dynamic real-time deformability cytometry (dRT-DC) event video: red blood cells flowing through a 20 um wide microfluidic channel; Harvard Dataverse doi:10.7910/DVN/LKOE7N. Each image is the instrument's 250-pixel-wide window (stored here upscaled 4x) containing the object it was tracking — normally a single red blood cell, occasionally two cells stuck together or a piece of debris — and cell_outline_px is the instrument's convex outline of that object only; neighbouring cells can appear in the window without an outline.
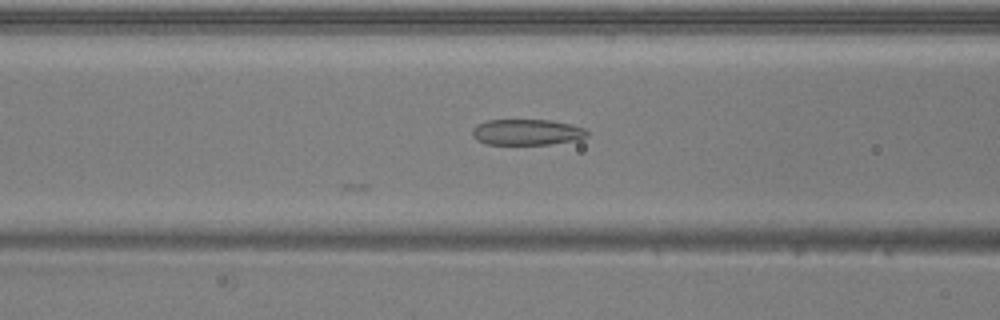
{"species": "common noctule bat (a hibernating species)", "species_latin": "Nyctalus noctula", "temperature_condition": "warm", "stored_images_in_passage": 27, "camera_frame_rate_fps": 3000, "um_per_image_px": 0.085, "animal": {"sex": "male", "body_mass_g": 20.5, "forearm_length_mm": 52.5}, "frame": {"image": 1, "passage_image": 5, "time_ms": 1.333, "image_size_px": [1000, 320], "cell_outline_px": [[588, 136], [580, 140], [548, 144], [488, 144], [476, 140], [472, 136], [472, 128], [476, 124], [488, 120], [552, 120], [572, 124], [584, 128], [588, 132]], "centroid_in_image_um": [44.8, 11.23], "position_along_channel_um": 121.8, "area_um2": 17.51}}
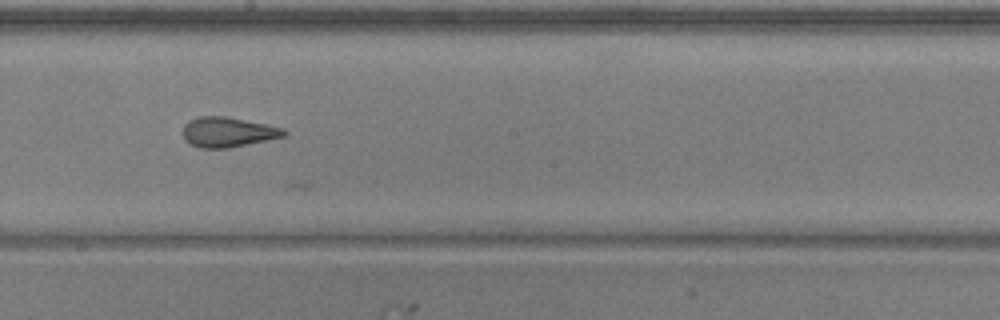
{"frame": {"image": 2, "passage_image": 13, "time_ms": 4.0, "image_size_px": [1000, 320], "cell_outline_px": [[288, 132], [284, 136], [228, 148], [200, 148], [184, 140], [184, 124], [188, 120], [196, 116], [224, 116], [284, 128]], "centroid_in_image_um": [19.33, 11.22], "position_along_channel_um": 228.9, "area_um2": 17.46}}
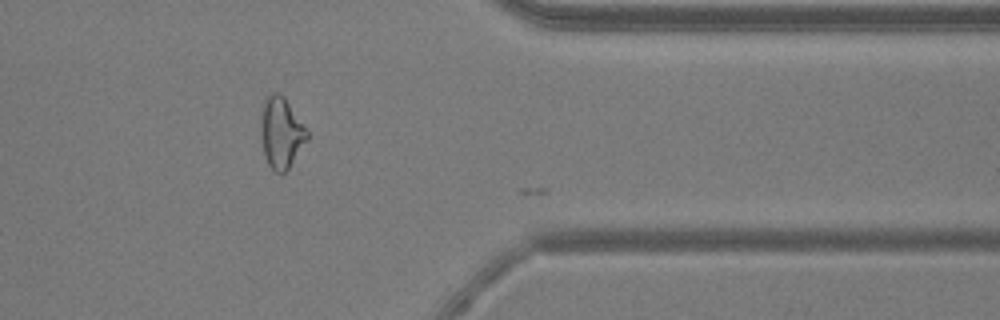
{"frame": {"image": 3, "passage_image": 26, "time_ms": 8.333, "image_size_px": [1000, 320], "cell_outline_px": [[308, 140], [288, 168], [284, 172], [276, 172], [268, 164], [264, 152], [260, 136], [260, 116], [264, 96], [268, 92], [280, 92], [284, 96], [308, 132]], "centroid_in_image_um": [23.86, 11.21], "position_along_channel_um": 387.5, "area_um2": 19.31}, "authors_computed_cell_mechanics": {"area_um2": 17.5134, "velocity_mm_per_s": 4.0081, "shape_relaxation_time_tau1_ms": 4.8942, "shape_relaxation_time_tau2_ms": 2.1988, "deformation_change_tau1": 0.1714, "deformation_change_tau2": 0.1187}}